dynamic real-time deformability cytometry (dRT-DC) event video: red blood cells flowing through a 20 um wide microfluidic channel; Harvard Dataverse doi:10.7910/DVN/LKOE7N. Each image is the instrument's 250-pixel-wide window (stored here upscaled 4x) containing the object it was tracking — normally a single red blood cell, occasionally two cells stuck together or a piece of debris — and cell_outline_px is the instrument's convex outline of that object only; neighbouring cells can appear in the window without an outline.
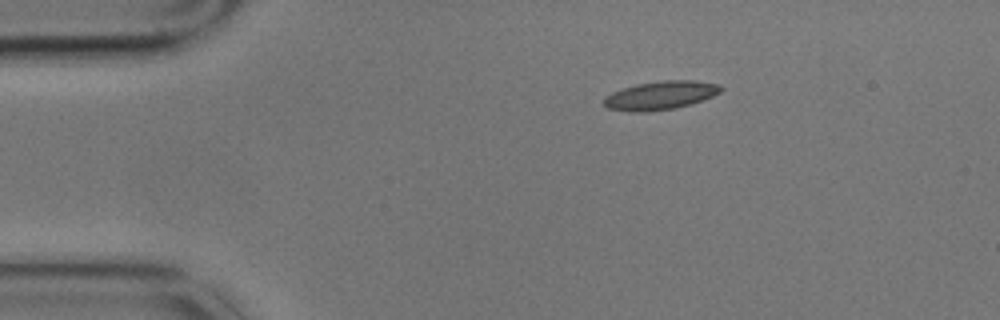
{"species": "common noctule bat (a hibernating species)", "species_latin": "Nyctalus noctula", "temperature_condition": "cold", "stored_images_in_passage": 5, "camera_frame_rate_fps": 3000, "um_per_image_px": 0.085, "animal": {"sex": "male", "body_mass_g": 17.9}, "frame": {"image": 1, "passage_image": 5, "time_ms": 1.333, "image_size_px": [1000, 320], "cell_outline_px": [[724, 88], [720, 92], [712, 96], [692, 104], [676, 108], [644, 112], [628, 112], [608, 108], [604, 104], [604, 96], [612, 92], [636, 84], [660, 80], [696, 80], [720, 84]], "centroid_in_image_um": [56.16, 8.1], "position_along_channel_um": 28.8, "area_um2": 19.65}}